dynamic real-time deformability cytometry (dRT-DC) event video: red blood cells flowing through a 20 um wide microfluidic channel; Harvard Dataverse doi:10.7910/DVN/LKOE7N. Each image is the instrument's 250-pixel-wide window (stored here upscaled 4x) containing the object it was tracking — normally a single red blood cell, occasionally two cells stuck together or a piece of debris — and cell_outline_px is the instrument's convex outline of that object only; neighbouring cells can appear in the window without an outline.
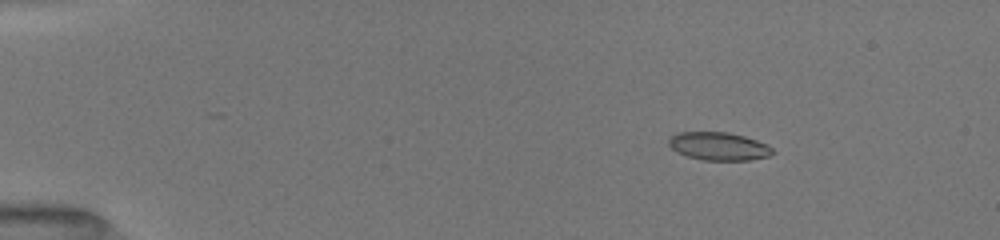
{"species": "common noctule bat (a hibernating species)", "species_latin": "Nyctalus noctula", "temperature_condition": "room temperature", "stored_images_in_passage": 27, "camera_frame_rate_fps": 3000, "um_per_image_px": 0.085, "animal": {"sex": "female", "body_mass_g": 19.5, "forearm_length_mm": 54.1}, "frame": {"image": 1, "passage_image": 4, "time_ms": 2.333, "image_size_px": [1000, 240], "cell_outline_px": [[772, 152], [768, 156], [748, 160], [704, 160], [688, 156], [676, 152], [668, 144], [668, 140], [676, 132], [728, 132], [744, 136], [756, 140], [772, 148]], "centroid_in_image_um": [61.04, 12.42], "position_along_channel_um": 24.0, "area_um2": 16.76}}
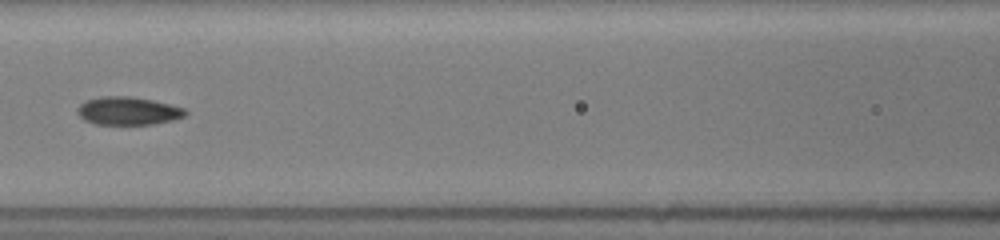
{"frame": {"image": 2, "passage_image": 16, "time_ms": 8.0, "image_size_px": [1000, 240], "cell_outline_px": [[188, 112], [184, 116], [172, 120], [152, 124], [96, 124], [84, 120], [76, 112], [76, 108], [84, 100], [100, 96], [132, 96], [152, 100], [184, 108]], "centroid_in_image_um": [10.83, 9.41], "position_along_channel_um": 155.8, "area_um2": 17.69}}
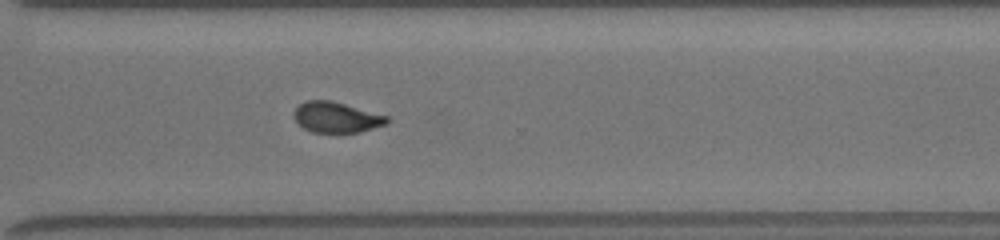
{"frame": {"image": 3, "passage_image": 27, "time_ms": 12.667, "image_size_px": [1000, 240], "cell_outline_px": [[392, 120], [388, 124], [360, 132], [312, 132], [296, 124], [292, 116], [292, 112], [304, 100], [332, 100], [388, 116]], "centroid_in_image_um": [28.58, 9.96], "position_along_channel_um": 342.0, "area_um2": 16.94}}